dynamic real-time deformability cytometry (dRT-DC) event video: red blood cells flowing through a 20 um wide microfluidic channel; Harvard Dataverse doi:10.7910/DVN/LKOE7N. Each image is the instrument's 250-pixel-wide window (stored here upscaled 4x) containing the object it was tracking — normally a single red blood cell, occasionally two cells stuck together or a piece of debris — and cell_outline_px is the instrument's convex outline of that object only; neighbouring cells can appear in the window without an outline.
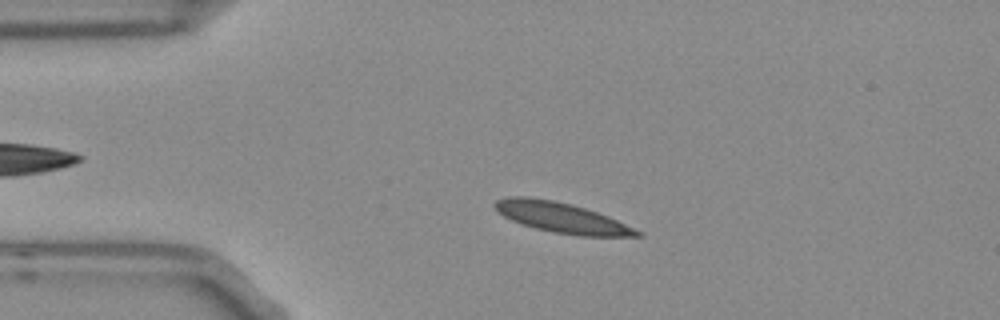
{"species": "Egyptian fruit bat (a non-hibernating species)", "species_latin": "Rousettus aegyptiacus", "temperature_condition": "room temperature", "stored_images_in_passage": 52, "camera_frame_rate_fps": 3000, "um_per_image_px": 0.085, "frame": {"image": 1, "passage_image": 9, "time_ms": 2.667, "image_size_px": [1000, 320], "cell_outline_px": [[644, 236], [580, 236], [552, 232], [520, 224], [496, 212], [492, 204], [496, 200], [508, 196], [528, 196], [556, 200], [572, 204], [608, 216], [644, 232]], "centroid_in_image_um": [47.71, 18.49], "position_along_channel_um": 37.3, "area_um2": 25.37}}
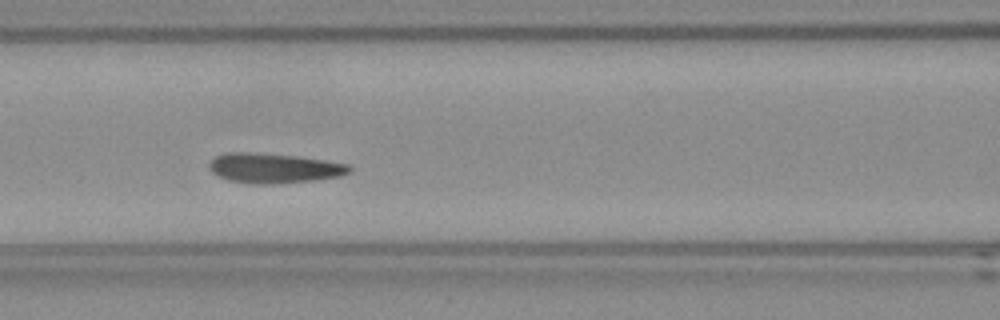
{"frame": {"image": 2, "passage_image": 20, "time_ms": 6.333, "image_size_px": [1000, 320], "cell_outline_px": [[352, 172], [340, 176], [320, 180], [280, 184], [248, 184], [228, 180], [216, 176], [208, 168], [208, 164], [216, 156], [228, 152], [252, 152], [296, 156], [324, 160], [348, 164], [352, 168]], "centroid_in_image_um": [23.29, 14.31], "position_along_channel_um": 143.3, "area_um2": 24.85}}
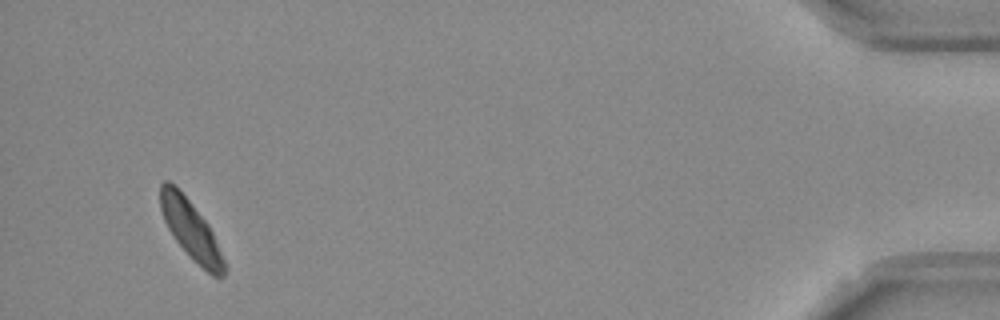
{"frame": {"image": 3, "passage_image": 49, "time_ms": 16.0, "image_size_px": [1000, 320], "cell_outline_px": [[228, 268], [224, 276], [212, 276], [192, 260], [176, 240], [168, 228], [164, 220], [160, 208], [160, 184], [164, 180], [168, 180], [188, 200], [208, 224], [212, 232]], "centroid_in_image_um": [16.23, 19.59], "position_along_channel_um": 419.0, "area_um2": 21.56}}